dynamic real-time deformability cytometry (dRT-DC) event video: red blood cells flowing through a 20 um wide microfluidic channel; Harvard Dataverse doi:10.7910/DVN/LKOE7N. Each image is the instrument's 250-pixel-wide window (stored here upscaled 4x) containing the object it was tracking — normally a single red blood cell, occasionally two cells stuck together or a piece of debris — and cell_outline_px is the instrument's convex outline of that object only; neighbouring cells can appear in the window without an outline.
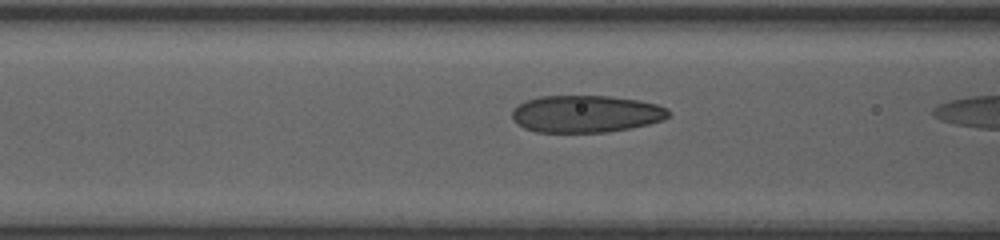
{"species": "human", "species_latin": "Homo sapiens", "temperature_condition": "room temperature", "stored_images_in_passage": 6, "camera_frame_rate_fps": 3000, "um_per_image_px": 0.085, "donor": {"sex": "female"}, "frame": {"image": 1, "passage_image": 4, "time_ms": 1.0, "image_size_px": [1000, 240], "cell_outline_px": [[668, 116], [664, 120], [648, 124], [608, 132], [536, 132], [524, 128], [516, 124], [512, 120], [512, 108], [524, 100], [540, 96], [608, 96], [636, 100], [656, 104], [668, 108]], "centroid_in_image_um": [49.74, 9.68], "position_along_channel_um": 116.9, "area_um2": 33.99}}